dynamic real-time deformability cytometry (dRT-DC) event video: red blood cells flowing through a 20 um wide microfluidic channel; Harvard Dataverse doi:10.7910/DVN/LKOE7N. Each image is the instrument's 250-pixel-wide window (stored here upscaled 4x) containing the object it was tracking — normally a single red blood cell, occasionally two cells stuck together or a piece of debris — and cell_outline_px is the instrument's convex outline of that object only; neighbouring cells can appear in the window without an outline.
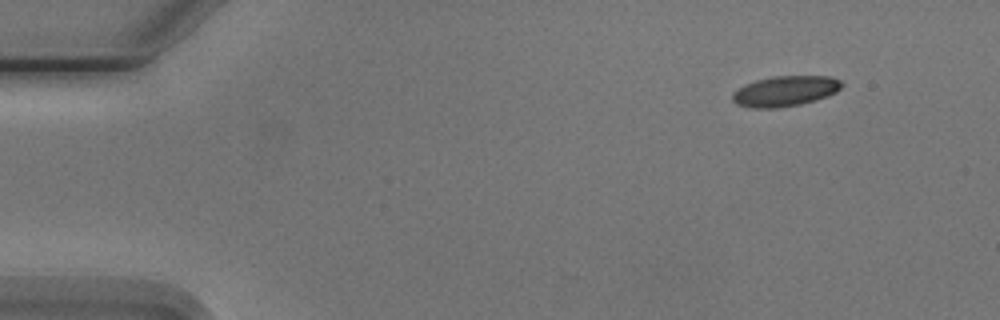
{"species": "Egyptian fruit bat (a non-hibernating species)", "species_latin": "Rousettus aegyptiacus", "temperature_condition": "cold", "stored_images_in_passage": 4, "camera_frame_rate_fps": 3000, "um_per_image_px": 0.085, "animal": {"sex": "male"}, "frame": {"image": 1, "passage_image": 1, "time_ms": 0.0, "image_size_px": [1000, 320], "cell_outline_px": [[844, 84], [836, 92], [828, 96], [816, 100], [800, 104], [776, 108], [752, 108], [736, 104], [732, 100], [732, 96], [740, 88], [756, 80], [776, 76], [832, 76], [840, 80]], "centroid_in_image_um": [66.79, 7.74], "position_along_channel_um": 18.2, "area_um2": 19.19}}